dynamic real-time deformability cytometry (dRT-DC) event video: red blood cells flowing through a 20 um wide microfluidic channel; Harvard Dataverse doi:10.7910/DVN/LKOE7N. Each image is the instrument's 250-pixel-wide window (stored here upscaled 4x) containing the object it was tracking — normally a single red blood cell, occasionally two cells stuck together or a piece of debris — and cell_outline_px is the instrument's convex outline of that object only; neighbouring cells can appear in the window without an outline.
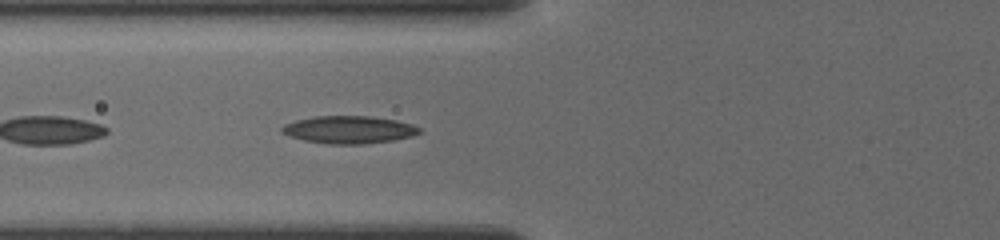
{"species": "common noctule bat (a hibernating species)", "species_latin": "Nyctalus noctula", "temperature_condition": "cold", "stored_images_in_passage": 21, "camera_frame_rate_fps": 3000, "um_per_image_px": 0.085, "animal": {"sex": "female", "body_mass_g": 19.5, "forearm_length_mm": 54.1}, "frame": {"image": 1, "passage_image": 16, "time_ms": 6.333, "image_size_px": [1000, 240], "cell_outline_px": [[420, 132], [412, 136], [392, 140], [364, 144], [328, 144], [304, 140], [288, 136], [280, 132], [280, 128], [284, 124], [296, 120], [316, 116], [368, 116], [396, 120], [412, 124], [420, 128]], "centroid_in_image_um": [29.62, 11.02], "position_along_channel_um": 96.2, "area_um2": 22.08}}
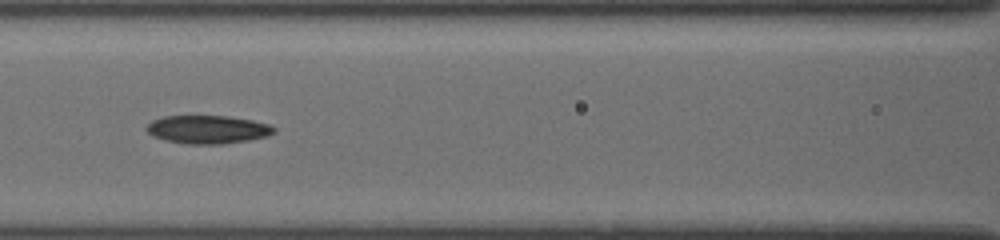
{"frame": {"image": 2, "passage_image": 19, "time_ms": 7.667, "image_size_px": [1000, 240], "cell_outline_px": [[276, 132], [268, 136], [248, 140], [224, 144], [184, 144], [164, 140], [152, 136], [148, 132], [148, 124], [152, 120], [164, 116], [228, 116], [252, 120], [268, 124], [276, 128]], "centroid_in_image_um": [17.67, 11.01], "position_along_channel_um": 148.9, "area_um2": 21.04}}